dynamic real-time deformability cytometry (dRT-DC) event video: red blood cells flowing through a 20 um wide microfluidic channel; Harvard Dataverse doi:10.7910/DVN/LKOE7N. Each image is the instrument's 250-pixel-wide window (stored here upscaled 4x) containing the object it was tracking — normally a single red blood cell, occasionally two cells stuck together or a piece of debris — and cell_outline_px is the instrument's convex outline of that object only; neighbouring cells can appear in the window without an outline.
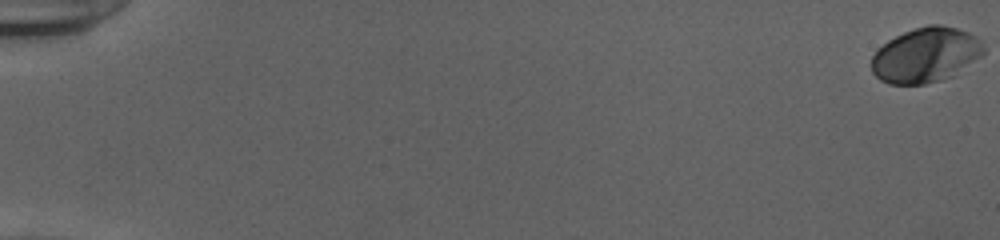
{"species": "human", "species_latin": "Homo sapiens", "temperature_condition": "cold", "stored_images_in_passage": 56, "camera_frame_rate_fps": 3000, "um_per_image_px": 0.085, "donor": {"sex": "female"}, "frame": {"image": 1, "passage_image": 1, "time_ms": 0.0, "image_size_px": [1000, 240], "cell_outline_px": [[984, 52], [980, 56], [956, 76], [924, 84], [888, 84], [880, 80], [872, 72], [872, 56], [876, 48], [888, 40], [904, 32], [928, 24], [940, 24], [956, 28], [968, 32], [976, 36], [980, 40], [984, 48]], "centroid_in_image_um": [78.68, 4.68], "position_along_channel_um": 6.3, "area_um2": 36.13}}
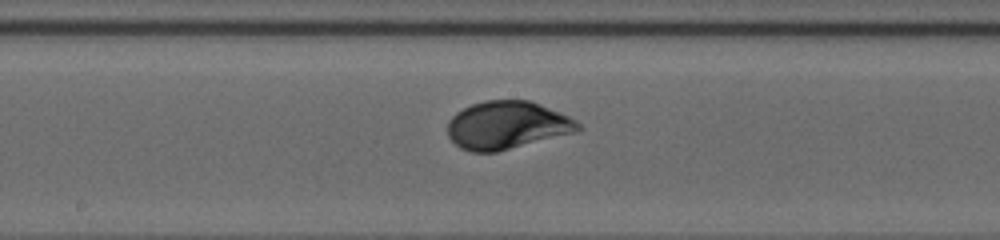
{"frame": {"image": 2, "passage_image": 32, "time_ms": 10.333, "image_size_px": [1000, 240], "cell_outline_px": [[584, 128], [576, 132], [496, 152], [472, 152], [460, 148], [448, 136], [448, 120], [456, 112], [472, 104], [484, 100], [528, 100], [540, 104], [568, 116], [576, 120]], "centroid_in_image_um": [43.09, 10.64], "position_along_channel_um": 205.1, "area_um2": 36.36}}
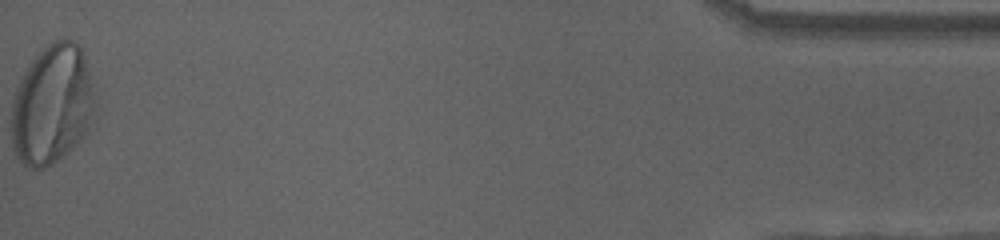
{"frame": {"image": 3, "passage_image": 56, "time_ms": 18.333, "image_size_px": [1000, 240], "cell_outline_px": [[96, 100], [88, 128], [84, 136], [72, 148], [56, 160], [44, 168], [28, 168], [16, 156], [12, 144], [12, 100], [16, 88], [24, 72], [32, 60], [52, 40], [64, 36], [76, 40], [84, 48]], "centroid_in_image_um": [4.45, 8.83], "position_along_channel_um": 430.8, "area_um2": 58.61}, "authors_computed_cell_mechanics": {"area_um2": 36.1828, "velocity_mm_per_s": 3.8634, "shape_relaxation_time_tau1_ms": 2.7336, "shape_relaxation_time_tau2_ms": null, "deformation_change_tau1": 0.1402, "deformation_change_tau2": null}}